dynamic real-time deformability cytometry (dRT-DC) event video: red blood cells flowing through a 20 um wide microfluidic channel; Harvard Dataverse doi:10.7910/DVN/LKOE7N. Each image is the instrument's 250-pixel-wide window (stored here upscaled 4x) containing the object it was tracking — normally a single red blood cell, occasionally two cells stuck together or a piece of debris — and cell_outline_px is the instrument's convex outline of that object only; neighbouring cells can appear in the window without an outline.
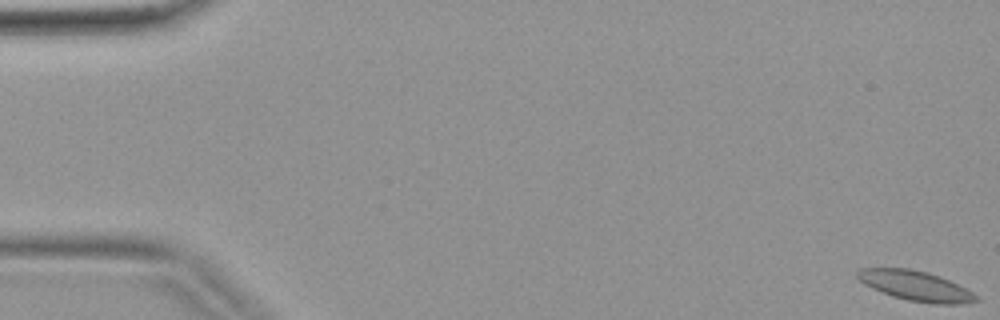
{"species": "common noctule bat (a hibernating species)", "species_latin": "Nyctalus noctula", "temperature_condition": "warm", "stored_images_in_passage": 4, "camera_frame_rate_fps": 3000, "um_per_image_px": 0.085, "animal": {"sex": "female", "body_mass_g": 19.9}, "frame": {"image": 1, "passage_image": 1, "time_ms": 0.0, "image_size_px": [1000, 320], "cell_outline_px": [[980, 300], [964, 304], [936, 304], [908, 300], [892, 296], [872, 288], [864, 284], [856, 276], [856, 272], [860, 268], [908, 268], [928, 272], [940, 276], [972, 292]], "centroid_in_image_um": [77.81, 24.29], "position_along_channel_um": 7.2, "area_um2": 20.58}}
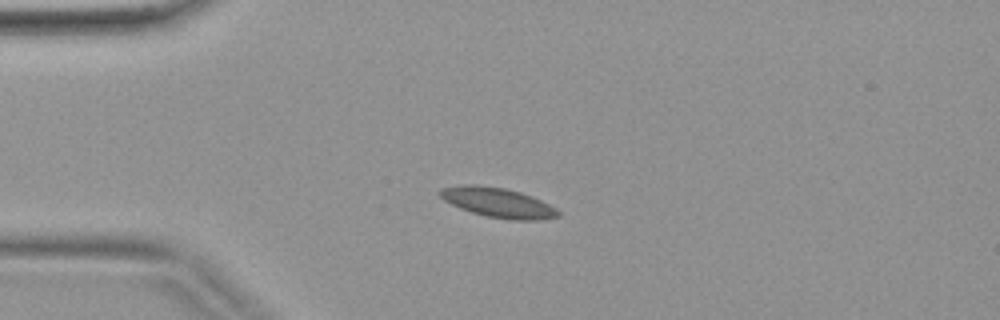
{"frame": {"image": 2, "passage_image": 3, "time_ms": 0.667, "image_size_px": [1000, 320], "cell_outline_px": [[560, 216], [540, 220], [512, 220], [484, 216], [460, 208], [444, 200], [436, 192], [440, 188], [460, 184], [476, 184], [504, 188], [520, 192], [532, 196], [556, 208], [560, 212]], "centroid_in_image_um": [42.29, 17.21], "position_along_channel_um": 42.7, "area_um2": 20.63}}